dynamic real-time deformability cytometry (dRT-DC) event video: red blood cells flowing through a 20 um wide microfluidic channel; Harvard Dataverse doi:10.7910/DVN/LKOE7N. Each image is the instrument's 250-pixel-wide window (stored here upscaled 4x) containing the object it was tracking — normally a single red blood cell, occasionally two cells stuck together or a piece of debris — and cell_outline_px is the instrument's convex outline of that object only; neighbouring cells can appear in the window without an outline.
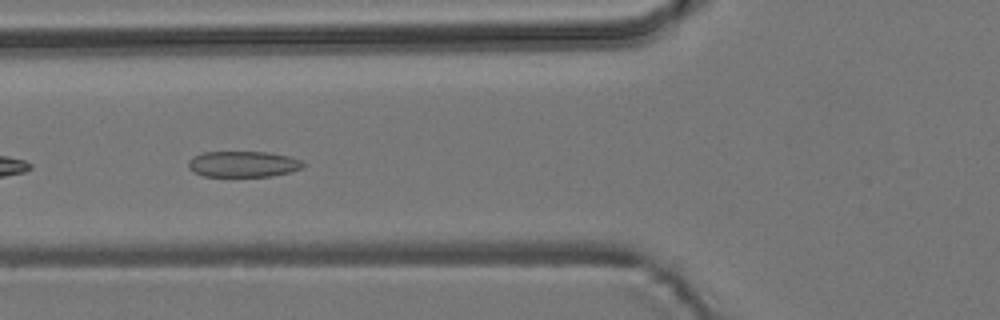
{"species": "common noctule bat (a hibernating species)", "species_latin": "Nyctalus noctula", "temperature_condition": "room temperature", "stored_images_in_passage": 5, "camera_frame_rate_fps": 3000, "um_per_image_px": 0.085, "animal": {"sex": "male", "body_mass_g": 19.2, "forearm_length_mm": 51.8}, "frame": {"image": 1, "passage_image": 5, "time_ms": 4.667, "image_size_px": [1000, 320], "cell_outline_px": [[304, 168], [272, 176], [204, 176], [188, 168], [188, 160], [192, 156], [204, 152], [268, 152], [288, 156], [300, 160], [304, 164]], "centroid_in_image_um": [20.65, 13.94], "position_along_channel_um": 105.1, "area_um2": 17.28}}